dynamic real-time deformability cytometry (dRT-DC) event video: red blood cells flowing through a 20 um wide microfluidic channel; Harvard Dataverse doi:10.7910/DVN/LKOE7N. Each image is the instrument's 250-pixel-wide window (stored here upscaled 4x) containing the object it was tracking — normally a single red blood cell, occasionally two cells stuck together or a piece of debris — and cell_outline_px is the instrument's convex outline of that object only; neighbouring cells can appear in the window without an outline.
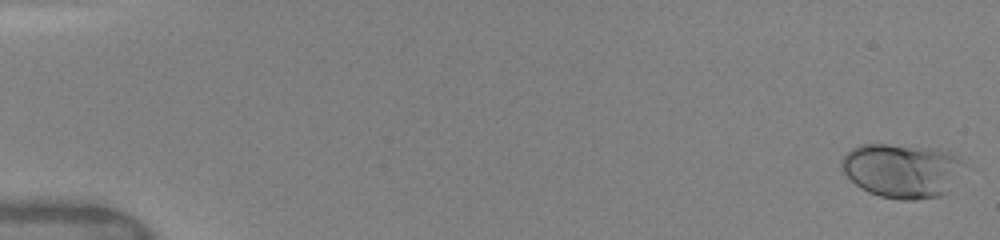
{"species": "human", "species_latin": "Homo sapiens", "temperature_condition": "warm", "stored_images_in_passage": 45, "camera_frame_rate_fps": 3000, "um_per_image_px": 0.085, "donor": {"sex": "female"}, "frame": {"image": 1, "passage_image": 1, "time_ms": 0.0, "image_size_px": [1000, 240], "cell_outline_px": [[968, 164], [948, 192], [940, 196], [916, 200], [900, 200], [880, 196], [868, 192], [860, 188], [840, 168], [840, 160], [852, 148], [860, 144], [888, 144], [936, 148], [948, 152], [964, 160]], "centroid_in_image_um": [76.71, 14.49], "position_along_channel_um": 8.3, "area_um2": 39.25}}
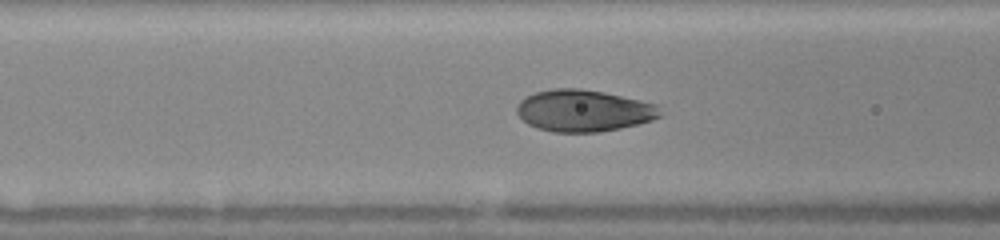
{"frame": {"image": 2, "passage_image": 22, "time_ms": 6.667, "image_size_px": [1000, 240], "cell_outline_px": [[660, 116], [652, 120], [620, 128], [600, 132], [552, 132], [536, 128], [528, 124], [516, 112], [516, 108], [520, 100], [524, 96], [536, 92], [552, 88], [580, 88], [604, 92], [640, 100], [656, 104]], "centroid_in_image_um": [49.56, 9.4], "position_along_channel_um": 117.0, "area_um2": 34.85}}
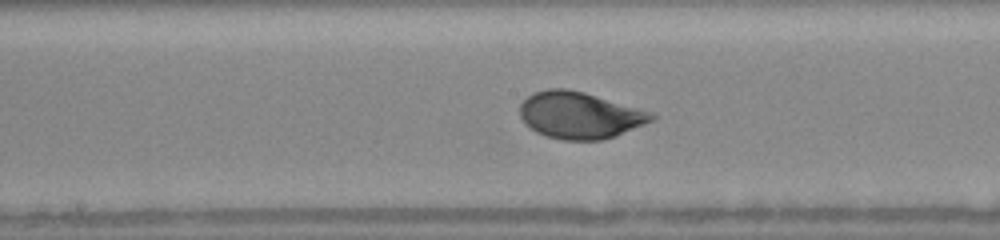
{"frame": {"image": 3, "passage_image": 28, "time_ms": 8.667, "image_size_px": [1000, 240], "cell_outline_px": [[660, 116], [656, 120], [616, 136], [604, 140], [564, 140], [548, 136], [536, 132], [520, 116], [520, 104], [528, 96], [536, 92], [548, 88], [564, 88], [584, 92], [656, 112]], "centroid_in_image_um": [49.39, 9.79], "position_along_channel_um": 198.8, "area_um2": 36.18}}